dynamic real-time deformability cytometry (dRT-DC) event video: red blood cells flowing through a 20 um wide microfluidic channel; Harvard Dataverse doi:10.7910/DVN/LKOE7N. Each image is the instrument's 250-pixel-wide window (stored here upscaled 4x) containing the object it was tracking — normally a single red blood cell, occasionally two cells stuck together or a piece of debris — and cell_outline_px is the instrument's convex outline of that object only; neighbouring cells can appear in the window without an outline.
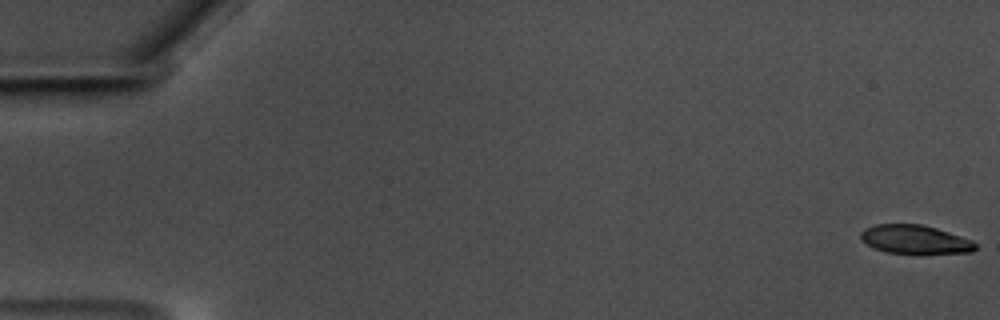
{"species": "common noctule bat (a hibernating species)", "species_latin": "Nyctalus noctula", "temperature_condition": "warm", "stored_images_in_passage": 60, "camera_frame_rate_fps": 3000, "um_per_image_px": 0.085, "animal": {"sex": "male", "body_mass_g": 17.5, "forearm_length_mm": 52.3}, "frame": {"image": 1, "passage_image": 1, "time_ms": 0.0, "image_size_px": [1000, 320], "cell_outline_px": [[976, 248], [972, 252], [884, 252], [872, 248], [860, 240], [860, 232], [864, 228], [876, 224], [920, 224], [936, 228], [972, 240], [976, 244]], "centroid_in_image_um": [77.69, 20.33], "position_along_channel_um": 7.3, "area_um2": 18.84}}
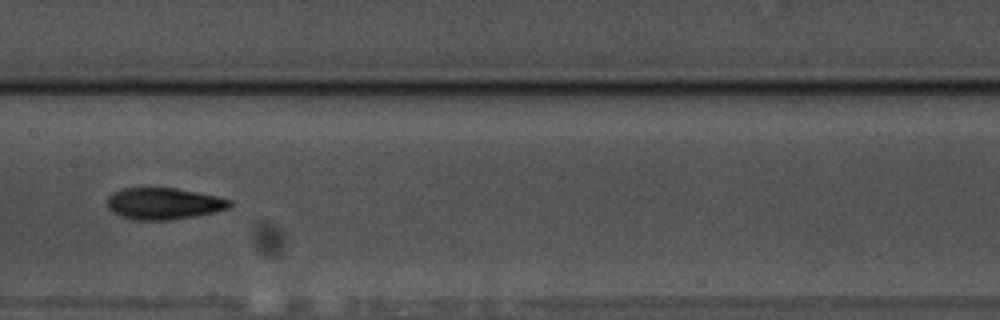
{"frame": {"image": 2, "passage_image": 31, "time_ms": 10.0, "image_size_px": [1000, 320], "cell_outline_px": [[232, 204], [228, 208], [196, 216], [168, 220], [136, 220], [120, 216], [112, 212], [108, 208], [108, 196], [112, 192], [124, 188], [176, 188], [216, 196], [232, 200]], "centroid_in_image_um": [13.89, 17.3], "position_along_channel_um": 193.5, "area_um2": 22.48}}
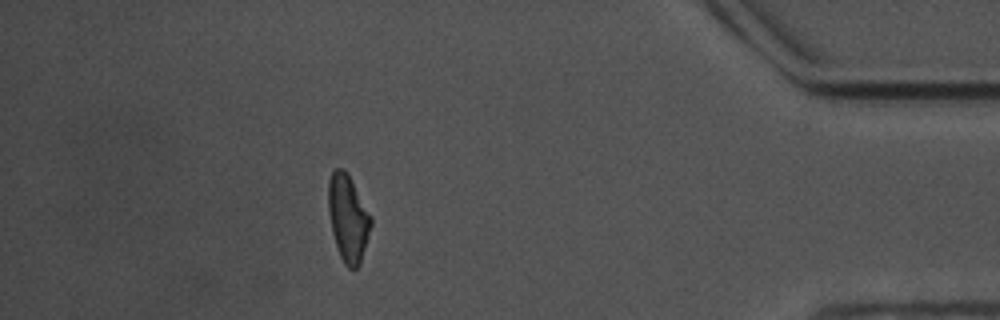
{"frame": {"image": 3, "passage_image": 53, "time_ms": 17.333, "image_size_px": [1000, 320], "cell_outline_px": [[372, 224], [360, 264], [356, 268], [348, 268], [344, 264], [340, 256], [332, 232], [328, 212], [328, 180], [332, 172], [336, 168], [344, 168], [372, 216]], "centroid_in_image_um": [29.58, 18.54], "position_along_channel_um": 405.6, "area_um2": 21.5}, "authors_computed_cell_mechanics": {"area_um2": 21.5883, "velocity_mm_per_s": 3.5022, "shape_relaxation_time_tau1_ms": 4.0064, "shape_relaxation_time_tau2_ms": 3.0852, "deformation_change_tau1": 0.1543, "deformation_change_tau2": 0.0855}}